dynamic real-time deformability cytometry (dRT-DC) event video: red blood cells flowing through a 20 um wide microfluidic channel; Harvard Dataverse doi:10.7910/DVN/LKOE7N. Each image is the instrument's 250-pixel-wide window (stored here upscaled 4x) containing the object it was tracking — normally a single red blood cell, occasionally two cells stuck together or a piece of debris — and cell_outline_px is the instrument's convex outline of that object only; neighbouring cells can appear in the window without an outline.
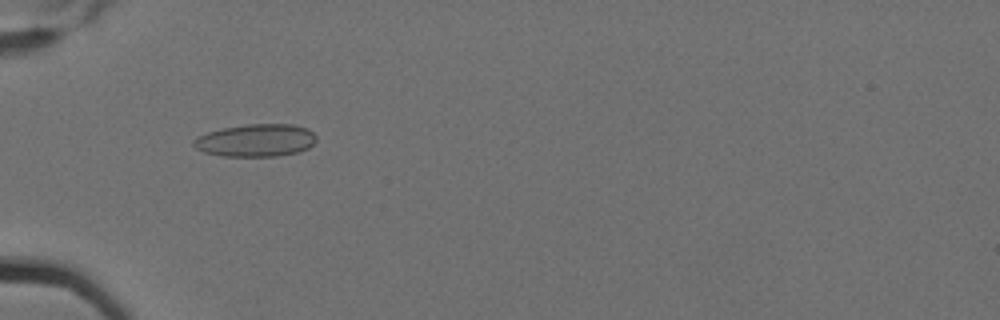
{"species": "Egyptian fruit bat (a non-hibernating species)", "species_latin": "Rousettus aegyptiacus", "temperature_condition": "cold", "stored_images_in_passage": 2, "camera_frame_rate_fps": 3000, "um_per_image_px": 0.085, "animal": {"sex": "female"}, "frame": {"image": 1, "passage_image": 1, "time_ms": 0.0, "image_size_px": [1000, 320], "cell_outline_px": [[316, 140], [308, 148], [296, 152], [276, 156], [224, 156], [204, 152], [196, 148], [192, 144], [192, 140], [196, 136], [208, 132], [224, 128], [248, 124], [292, 124], [308, 128], [316, 136]], "centroid_in_image_um": [21.73, 11.92], "position_along_channel_um": 63.3, "area_um2": 23.24}}
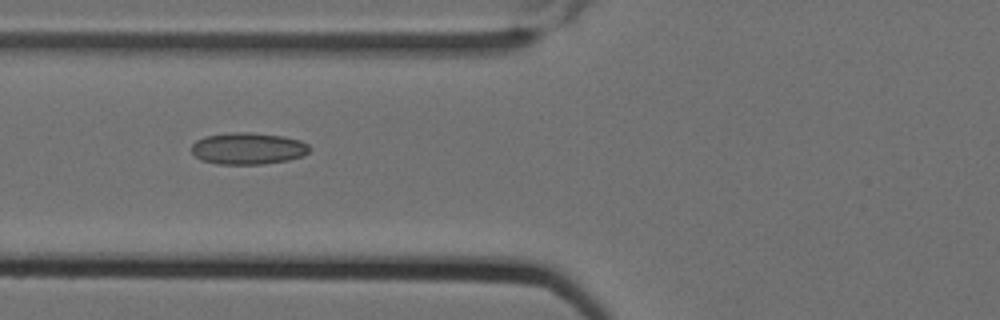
{"frame": {"image": 2, "passage_image": 2, "time_ms": 0.333, "image_size_px": [1000, 320], "cell_outline_px": [[312, 148], [304, 156], [288, 160], [264, 164], [220, 164], [200, 160], [192, 152], [192, 144], [196, 140], [204, 136], [228, 132], [248, 132], [284, 136], [300, 140], [308, 144]], "centroid_in_image_um": [21.1, 12.61], "position_along_channel_um": 104.7, "area_um2": 22.08}}